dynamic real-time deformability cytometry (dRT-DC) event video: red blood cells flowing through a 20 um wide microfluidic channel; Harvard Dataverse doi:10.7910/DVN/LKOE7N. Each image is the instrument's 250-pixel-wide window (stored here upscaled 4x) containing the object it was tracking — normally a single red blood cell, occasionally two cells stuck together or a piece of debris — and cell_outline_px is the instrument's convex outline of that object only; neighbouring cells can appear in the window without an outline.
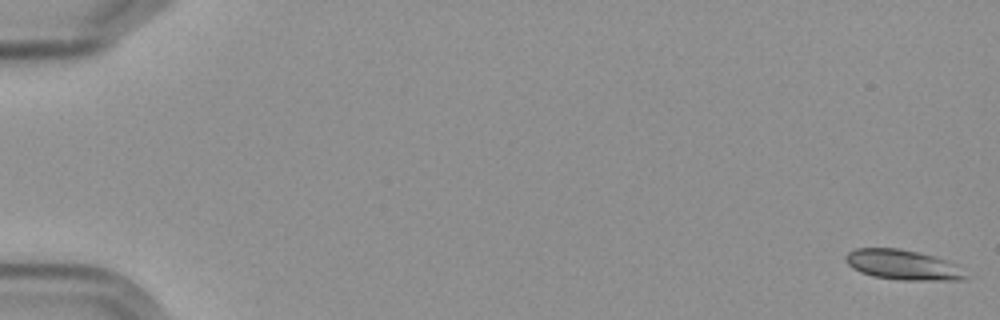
{"species": "Egyptian fruit bat (a non-hibernating species)", "species_latin": "Rousettus aegyptiacus", "temperature_condition": "cold", "stored_images_in_passage": 5, "camera_frame_rate_fps": 3000, "um_per_image_px": 0.085, "frame": {"image": 1, "passage_image": 1, "time_ms": 0.0, "image_size_px": [1000, 320], "cell_outline_px": [[972, 276], [964, 280], [900, 280], [872, 276], [860, 272], [852, 268], [844, 260], [844, 256], [848, 252], [856, 248], [900, 248], [920, 252], [936, 256], [956, 264]], "centroid_in_image_um": [76.79, 22.51], "position_along_channel_um": 8.2, "area_um2": 21.5}}
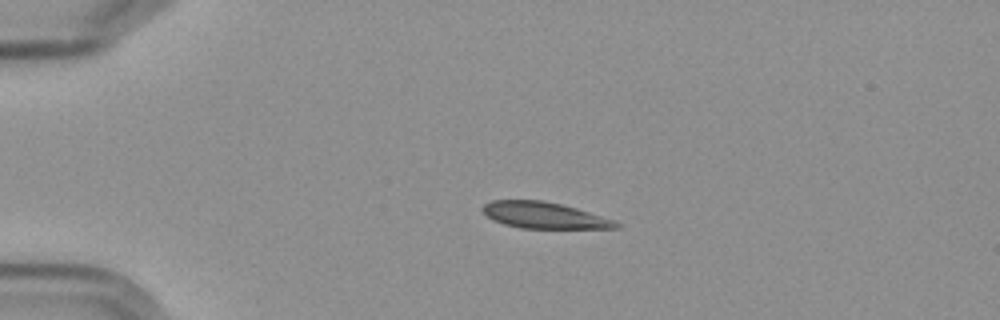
{"frame": {"image": 2, "passage_image": 4, "time_ms": 4.333, "image_size_px": [1000, 320], "cell_outline_px": [[620, 228], [520, 228], [504, 224], [492, 220], [480, 208], [484, 204], [492, 200], [544, 200], [576, 208], [612, 220], [620, 224]], "centroid_in_image_um": [46.19, 18.29], "position_along_channel_um": 38.8, "area_um2": 20.23}}